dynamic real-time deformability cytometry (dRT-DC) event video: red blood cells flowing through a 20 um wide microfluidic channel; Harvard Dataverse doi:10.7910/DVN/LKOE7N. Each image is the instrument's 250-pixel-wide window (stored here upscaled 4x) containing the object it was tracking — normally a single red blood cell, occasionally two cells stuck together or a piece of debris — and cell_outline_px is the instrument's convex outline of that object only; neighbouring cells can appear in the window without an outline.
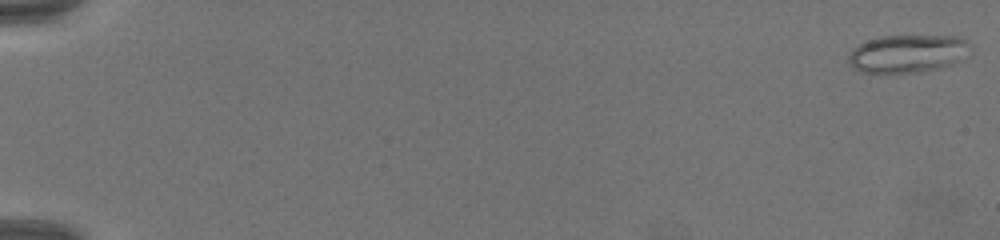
{"species": "common noctule bat (a hibernating species)", "species_latin": "Nyctalus noctula", "temperature_condition": "warm", "stored_images_in_passage": 69, "camera_frame_rate_fps": 3000, "um_per_image_px": 0.085, "animal": {"sex": "female", "body_mass_g": 19.5, "forearm_length_mm": 54.1}, "frame": {"image": 1, "passage_image": 1, "time_ms": 0.0, "image_size_px": [1000, 240], "cell_outline_px": [[972, 52], [952, 64], [936, 68], [916, 72], [860, 72], [852, 68], [848, 60], [848, 52], [852, 48], [868, 40], [880, 36], [960, 36], [972, 44]], "centroid_in_image_um": [77.16, 4.54], "position_along_channel_um": 7.8, "area_um2": 27.05}}
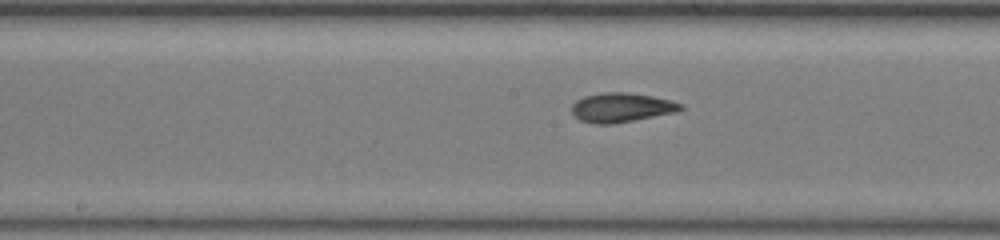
{"frame": {"image": 2, "passage_image": 39, "time_ms": 12.667, "image_size_px": [1000, 240], "cell_outline_px": [[684, 108], [676, 112], [612, 124], [596, 124], [580, 120], [572, 116], [572, 104], [576, 100], [584, 96], [600, 92], [628, 92], [652, 96], [672, 100], [684, 104]], "centroid_in_image_um": [52.81, 9.13], "position_along_channel_um": 195.4, "area_um2": 18.79}}
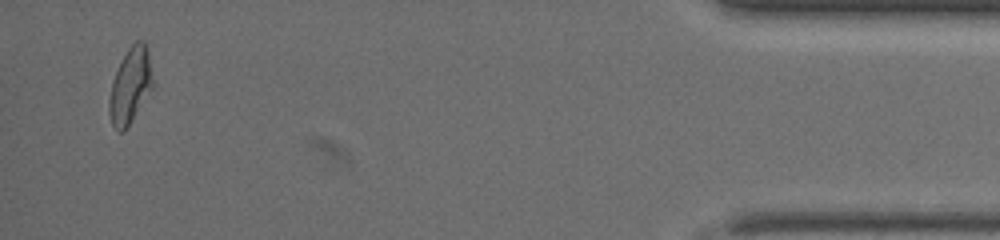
{"frame": {"image": 3, "passage_image": 68, "time_ms": 22.333, "image_size_px": [1000, 240], "cell_outline_px": [[152, 88], [132, 120], [124, 132], [116, 132], [112, 124], [108, 112], [108, 100], [112, 80], [128, 48], [136, 40], [144, 40], [148, 52], [152, 80]], "centroid_in_image_um": [11.04, 7.32], "position_along_channel_um": 424.2, "area_um2": 18.96}}